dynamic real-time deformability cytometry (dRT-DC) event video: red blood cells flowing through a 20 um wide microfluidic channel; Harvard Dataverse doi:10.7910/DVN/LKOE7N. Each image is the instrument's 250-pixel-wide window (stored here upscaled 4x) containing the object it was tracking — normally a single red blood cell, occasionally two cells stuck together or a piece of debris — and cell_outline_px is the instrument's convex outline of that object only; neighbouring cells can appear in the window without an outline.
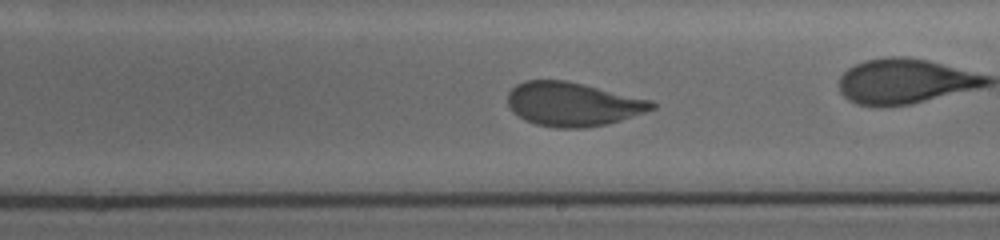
{"species": "human", "species_latin": "Homo sapiens", "temperature_condition": "cold", "stored_images_in_passage": 40, "camera_frame_rate_fps": 3000, "um_per_image_px": 0.085, "donor": {"sex": "female"}, "frame": {"image": 1, "passage_image": 23, "time_ms": 7.333, "image_size_px": [1000, 240], "cell_outline_px": [[656, 108], [608, 124], [584, 128], [556, 128], [536, 124], [524, 120], [512, 112], [508, 104], [508, 92], [516, 84], [524, 80], [568, 80], [652, 100], [656, 104]], "centroid_in_image_um": [48.67, 8.84], "position_along_channel_um": 240.3, "area_um2": 37.11}, "authors_computed_cell_mechanics": {"area_um2": 37.6278, "velocity_mm_per_s": 3.66, "shape_relaxation_time_tau1_ms": 5.6104, "shape_relaxation_time_tau2_ms": null, "deformation_change_tau1": 0.1351, "deformation_change_tau2": null}}